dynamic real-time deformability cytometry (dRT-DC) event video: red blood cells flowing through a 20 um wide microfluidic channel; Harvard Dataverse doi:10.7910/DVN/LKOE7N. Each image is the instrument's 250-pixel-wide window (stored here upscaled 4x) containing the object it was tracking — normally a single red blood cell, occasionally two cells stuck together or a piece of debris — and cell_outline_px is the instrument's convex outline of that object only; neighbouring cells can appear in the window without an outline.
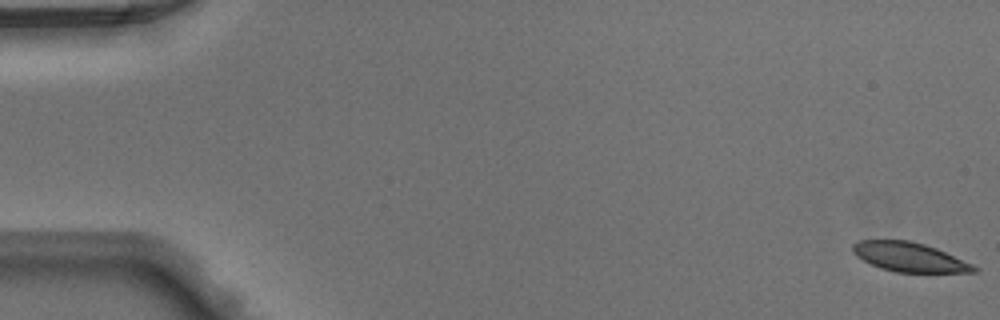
{"species": "Egyptian fruit bat (a non-hibernating species)", "species_latin": "Rousettus aegyptiacus", "temperature_condition": "warm", "stored_images_in_passage": 50, "camera_frame_rate_fps": 3000, "um_per_image_px": 0.085, "animal": {"sex": "male"}, "frame": {"image": 1, "passage_image": 1, "time_ms": 0.0, "image_size_px": [1000, 320], "cell_outline_px": [[980, 272], [896, 272], [880, 268], [856, 256], [852, 252], [852, 244], [860, 240], [908, 240], [924, 244], [936, 248], [972, 264], [980, 268]], "centroid_in_image_um": [77.3, 21.85], "position_along_channel_um": 7.7, "area_um2": 20.58}}
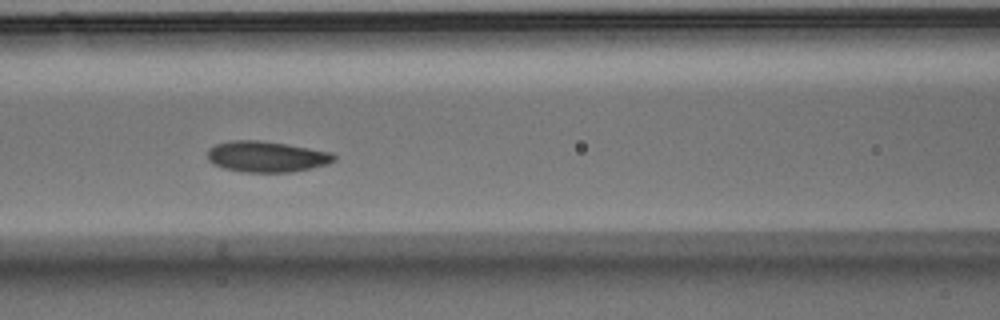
{"frame": {"image": 2, "passage_image": 22, "time_ms": 7.0, "image_size_px": [1000, 320], "cell_outline_px": [[336, 160], [328, 164], [312, 168], [292, 172], [244, 172], [224, 168], [212, 164], [208, 160], [208, 148], [216, 144], [228, 140], [260, 140], [288, 144], [332, 152], [336, 156]], "centroid_in_image_um": [22.66, 13.31], "position_along_channel_um": 143.9, "area_um2": 23.06}}
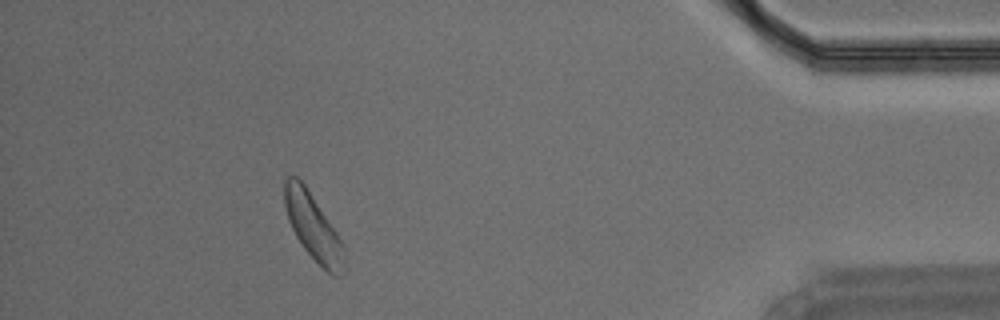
{"frame": {"image": 3, "passage_image": 45, "time_ms": 14.667, "image_size_px": [1000, 320], "cell_outline_px": [[348, 268], [340, 276], [332, 276], [304, 248], [296, 236], [288, 220], [284, 204], [284, 180], [288, 176], [296, 176], [304, 184], [344, 244]], "centroid_in_image_um": [26.66, 19.35], "position_along_channel_um": 408.5, "area_um2": 23.0}}